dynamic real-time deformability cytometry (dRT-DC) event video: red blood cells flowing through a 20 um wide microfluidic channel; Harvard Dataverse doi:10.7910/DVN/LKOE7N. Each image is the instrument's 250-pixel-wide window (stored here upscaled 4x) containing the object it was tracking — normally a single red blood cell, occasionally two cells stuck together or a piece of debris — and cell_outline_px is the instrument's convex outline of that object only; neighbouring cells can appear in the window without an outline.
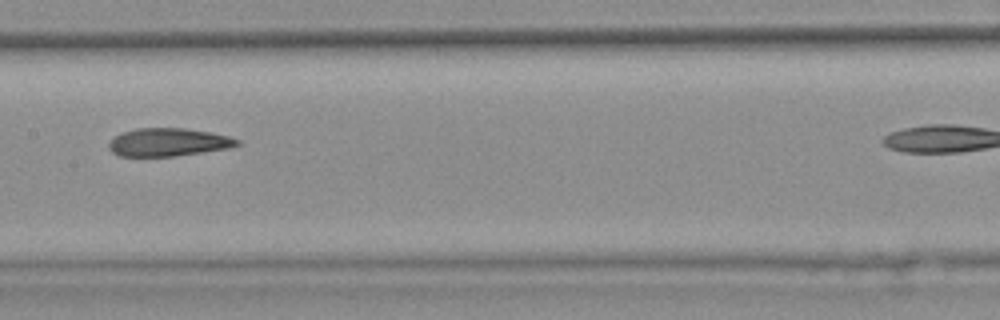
{"species": "common noctule bat (a hibernating species)", "species_latin": "Nyctalus noctula", "temperature_condition": "warm", "stored_images_in_passage": 7, "camera_frame_rate_fps": 3000, "um_per_image_px": 0.085, "animal": {"sex": "female", "body_mass_g": 25.1}, "frame": {"image": 1, "passage_image": 6, "time_ms": 1.667, "image_size_px": [1000, 320], "cell_outline_px": [[240, 144], [228, 148], [176, 156], [120, 156], [112, 152], [108, 148], [108, 144], [120, 132], [136, 128], [184, 128], [208, 132], [228, 136], [240, 140]], "centroid_in_image_um": [14.28, 12.08], "position_along_channel_um": 193.1, "area_um2": 20.87}}